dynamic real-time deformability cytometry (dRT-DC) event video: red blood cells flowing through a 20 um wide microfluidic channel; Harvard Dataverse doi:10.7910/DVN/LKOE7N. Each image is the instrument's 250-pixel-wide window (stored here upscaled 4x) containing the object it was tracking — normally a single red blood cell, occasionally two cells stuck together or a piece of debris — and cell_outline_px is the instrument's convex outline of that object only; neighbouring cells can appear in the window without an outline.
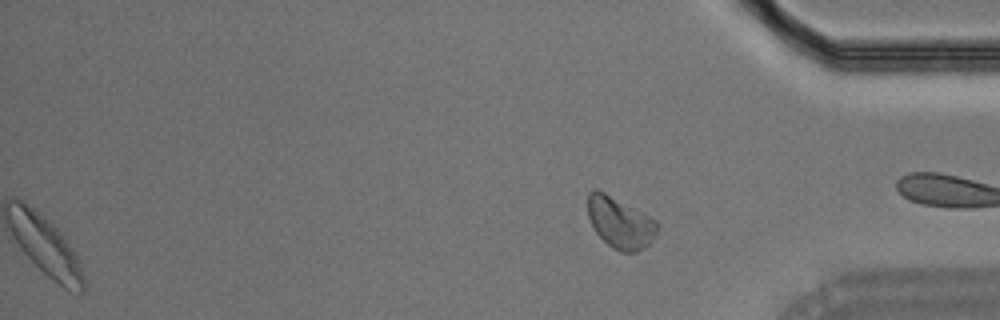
{"species": "Egyptian fruit bat (a non-hibernating species)", "species_latin": "Rousettus aegyptiacus", "temperature_condition": "room temperature", "stored_images_in_passage": 35, "segment_of_instrument_passage": [2, 2], "camera_frame_rate_fps": 3000, "um_per_image_px": 0.085, "animal": {"sex": "male"}, "frame": {"image": 1, "passage_image": 35, "time_ms": 11.333, "image_size_px": [1000, 320], "cell_outline_px": [[660, 224], [656, 236], [644, 248], [636, 252], [620, 252], [612, 248], [596, 232], [588, 216], [588, 192], [592, 188], [596, 188], [604, 192], [656, 220]], "centroid_in_image_um": [52.72, 18.93], "position_along_channel_um": 382.5, "area_um2": 20.63}}